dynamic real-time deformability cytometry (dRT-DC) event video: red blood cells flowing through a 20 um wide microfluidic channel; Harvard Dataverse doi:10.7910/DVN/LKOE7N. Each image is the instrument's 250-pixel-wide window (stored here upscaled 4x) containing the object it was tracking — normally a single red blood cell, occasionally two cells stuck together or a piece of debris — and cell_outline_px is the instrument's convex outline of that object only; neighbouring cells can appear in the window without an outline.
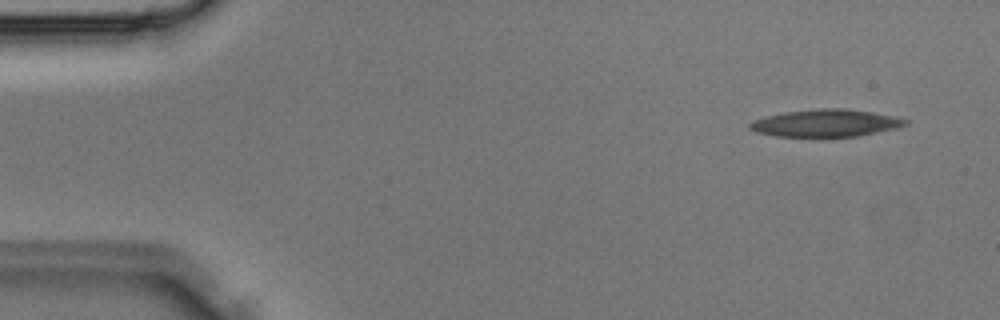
{"species": "Egyptian fruit bat (a non-hibernating species)", "species_latin": "Rousettus aegyptiacus", "temperature_condition": "room temperature", "stored_images_in_passage": 9, "camera_frame_rate_fps": 3000, "um_per_image_px": 0.085, "animal": {"sex": "male"}, "frame": {"image": 1, "passage_image": 2, "time_ms": 0.333, "image_size_px": [1000, 320], "cell_outline_px": [[908, 124], [896, 128], [856, 136], [776, 136], [756, 132], [748, 128], [748, 124], [756, 120], [768, 116], [784, 112], [820, 108], [844, 108], [872, 112], [896, 116], [908, 120]], "centroid_in_image_um": [70.21, 10.45], "position_along_channel_um": 14.8, "area_um2": 24.51}}